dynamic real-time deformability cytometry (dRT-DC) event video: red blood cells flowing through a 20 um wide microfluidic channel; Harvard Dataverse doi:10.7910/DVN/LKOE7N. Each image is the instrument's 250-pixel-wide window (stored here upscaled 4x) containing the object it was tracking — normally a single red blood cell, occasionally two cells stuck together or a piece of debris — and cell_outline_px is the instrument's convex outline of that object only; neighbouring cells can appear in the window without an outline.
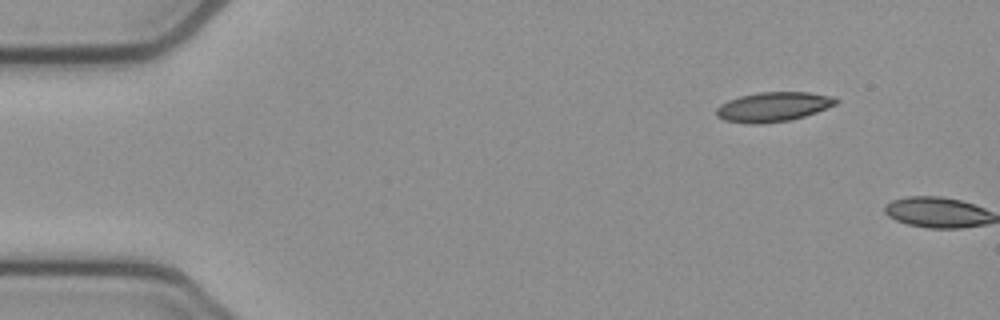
{"species": "common noctule bat (a hibernating species)", "species_latin": "Nyctalus noctula", "temperature_condition": "cold", "stored_images_in_passage": 2, "camera_frame_rate_fps": 3000, "um_per_image_px": 0.085, "animal": {"sex": "female", "body_mass_g": 21.9}, "frame": {"image": 1, "passage_image": 1, "time_ms": 0.0, "image_size_px": [1000, 320], "cell_outline_px": [[840, 100], [836, 104], [816, 112], [804, 116], [788, 120], [760, 124], [756, 124], [724, 120], [716, 116], [716, 108], [720, 104], [728, 100], [740, 96], [760, 92], [808, 92], [832, 96]], "centroid_in_image_um": [65.71, 9.07], "position_along_channel_um": 19.3, "area_um2": 20.46}}